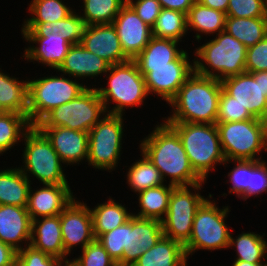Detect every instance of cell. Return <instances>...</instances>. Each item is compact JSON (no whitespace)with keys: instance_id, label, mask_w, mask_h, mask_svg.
I'll return each mask as SVG.
<instances>
[{"instance_id":"1","label":"cell","mask_w":267,"mask_h":266,"mask_svg":"<svg viewBox=\"0 0 267 266\" xmlns=\"http://www.w3.org/2000/svg\"><path fill=\"white\" fill-rule=\"evenodd\" d=\"M140 138L138 148L158 168L163 181L175 187L192 186L203 180L193 170L177 132L165 121ZM168 179V180H167Z\"/></svg>"},{"instance_id":"2","label":"cell","mask_w":267,"mask_h":266,"mask_svg":"<svg viewBox=\"0 0 267 266\" xmlns=\"http://www.w3.org/2000/svg\"><path fill=\"white\" fill-rule=\"evenodd\" d=\"M221 91L220 80L193 72L168 103L171 112L160 120L166 123L215 124Z\"/></svg>"},{"instance_id":"3","label":"cell","mask_w":267,"mask_h":266,"mask_svg":"<svg viewBox=\"0 0 267 266\" xmlns=\"http://www.w3.org/2000/svg\"><path fill=\"white\" fill-rule=\"evenodd\" d=\"M103 79L105 83H99L100 87L95 88L107 113L125 116L128 108H143L146 105L144 101L149 99V95L145 79L134 60L110 65Z\"/></svg>"},{"instance_id":"4","label":"cell","mask_w":267,"mask_h":266,"mask_svg":"<svg viewBox=\"0 0 267 266\" xmlns=\"http://www.w3.org/2000/svg\"><path fill=\"white\" fill-rule=\"evenodd\" d=\"M213 37L204 38L203 44L198 41L200 45H197L192 56L194 72L220 81L246 72L247 47L226 31Z\"/></svg>"},{"instance_id":"5","label":"cell","mask_w":267,"mask_h":266,"mask_svg":"<svg viewBox=\"0 0 267 266\" xmlns=\"http://www.w3.org/2000/svg\"><path fill=\"white\" fill-rule=\"evenodd\" d=\"M22 144L24 146L20 149L22 164L17 166L32 184H35L36 181L37 185V180L41 185L70 184L68 176H66L67 172L65 173L67 166L61 161L51 142L36 125H32L25 132Z\"/></svg>"},{"instance_id":"6","label":"cell","mask_w":267,"mask_h":266,"mask_svg":"<svg viewBox=\"0 0 267 266\" xmlns=\"http://www.w3.org/2000/svg\"><path fill=\"white\" fill-rule=\"evenodd\" d=\"M167 124L179 135L195 173L207 182L210 173L212 175L213 171H218L220 167L217 166L223 165L225 162L216 123Z\"/></svg>"},{"instance_id":"7","label":"cell","mask_w":267,"mask_h":266,"mask_svg":"<svg viewBox=\"0 0 267 266\" xmlns=\"http://www.w3.org/2000/svg\"><path fill=\"white\" fill-rule=\"evenodd\" d=\"M212 194L197 210L192 224L189 241L184 245L186 257L201 251L228 250L232 229L226 222L231 212L227 204L219 206L217 198ZM215 198V199H214Z\"/></svg>"},{"instance_id":"8","label":"cell","mask_w":267,"mask_h":266,"mask_svg":"<svg viewBox=\"0 0 267 266\" xmlns=\"http://www.w3.org/2000/svg\"><path fill=\"white\" fill-rule=\"evenodd\" d=\"M53 72L28 78V120L31 125H36L52 109L70 102L87 88L81 81L57 69Z\"/></svg>"},{"instance_id":"9","label":"cell","mask_w":267,"mask_h":266,"mask_svg":"<svg viewBox=\"0 0 267 266\" xmlns=\"http://www.w3.org/2000/svg\"><path fill=\"white\" fill-rule=\"evenodd\" d=\"M124 117L126 116L107 113L88 132L87 167L111 173L120 166L126 136L124 120L127 118Z\"/></svg>"},{"instance_id":"10","label":"cell","mask_w":267,"mask_h":266,"mask_svg":"<svg viewBox=\"0 0 267 266\" xmlns=\"http://www.w3.org/2000/svg\"><path fill=\"white\" fill-rule=\"evenodd\" d=\"M107 114L95 87H87L79 96L52 109L37 127H65L89 132Z\"/></svg>"},{"instance_id":"11","label":"cell","mask_w":267,"mask_h":266,"mask_svg":"<svg viewBox=\"0 0 267 266\" xmlns=\"http://www.w3.org/2000/svg\"><path fill=\"white\" fill-rule=\"evenodd\" d=\"M216 125L225 160H264L266 121L254 117Z\"/></svg>"},{"instance_id":"12","label":"cell","mask_w":267,"mask_h":266,"mask_svg":"<svg viewBox=\"0 0 267 266\" xmlns=\"http://www.w3.org/2000/svg\"><path fill=\"white\" fill-rule=\"evenodd\" d=\"M206 181L192 186H178L172 189L167 213L162 222L164 236L183 246L189 241L194 216L201 205L212 195L202 196ZM201 192V193H200Z\"/></svg>"},{"instance_id":"13","label":"cell","mask_w":267,"mask_h":266,"mask_svg":"<svg viewBox=\"0 0 267 266\" xmlns=\"http://www.w3.org/2000/svg\"><path fill=\"white\" fill-rule=\"evenodd\" d=\"M184 50L172 66L138 67L144 76L146 90L149 96H156L168 104L179 91V88L194 72V59ZM190 55V56H189Z\"/></svg>"},{"instance_id":"14","label":"cell","mask_w":267,"mask_h":266,"mask_svg":"<svg viewBox=\"0 0 267 266\" xmlns=\"http://www.w3.org/2000/svg\"><path fill=\"white\" fill-rule=\"evenodd\" d=\"M222 89L258 119H267V71L242 74L221 80Z\"/></svg>"},{"instance_id":"15","label":"cell","mask_w":267,"mask_h":266,"mask_svg":"<svg viewBox=\"0 0 267 266\" xmlns=\"http://www.w3.org/2000/svg\"><path fill=\"white\" fill-rule=\"evenodd\" d=\"M86 202L75 197L60 214L63 246L69 257H73L77 248L81 251L95 240L92 215Z\"/></svg>"},{"instance_id":"16","label":"cell","mask_w":267,"mask_h":266,"mask_svg":"<svg viewBox=\"0 0 267 266\" xmlns=\"http://www.w3.org/2000/svg\"><path fill=\"white\" fill-rule=\"evenodd\" d=\"M164 236L162 222L132 216L126 222V247L118 266H132L148 249Z\"/></svg>"},{"instance_id":"17","label":"cell","mask_w":267,"mask_h":266,"mask_svg":"<svg viewBox=\"0 0 267 266\" xmlns=\"http://www.w3.org/2000/svg\"><path fill=\"white\" fill-rule=\"evenodd\" d=\"M36 187V188H35ZM70 184H41L31 186L27 201V211L31 220L60 215L76 197Z\"/></svg>"},{"instance_id":"18","label":"cell","mask_w":267,"mask_h":266,"mask_svg":"<svg viewBox=\"0 0 267 266\" xmlns=\"http://www.w3.org/2000/svg\"><path fill=\"white\" fill-rule=\"evenodd\" d=\"M109 68L110 64L107 61L86 50L78 43L71 45L68 54L57 70L80 80L87 87H96L99 83L103 82L101 77H104ZM99 76L100 78H98ZM97 78L98 80L101 79L100 82H96ZM91 79H94L95 84ZM88 80L91 82V85L88 83Z\"/></svg>"},{"instance_id":"19","label":"cell","mask_w":267,"mask_h":266,"mask_svg":"<svg viewBox=\"0 0 267 266\" xmlns=\"http://www.w3.org/2000/svg\"><path fill=\"white\" fill-rule=\"evenodd\" d=\"M123 53L133 60L149 43L152 28L126 3L113 20Z\"/></svg>"},{"instance_id":"20","label":"cell","mask_w":267,"mask_h":266,"mask_svg":"<svg viewBox=\"0 0 267 266\" xmlns=\"http://www.w3.org/2000/svg\"><path fill=\"white\" fill-rule=\"evenodd\" d=\"M89 24L76 9L66 18L53 22H23L22 37H49L65 39L71 45L78 44L85 36Z\"/></svg>"},{"instance_id":"21","label":"cell","mask_w":267,"mask_h":266,"mask_svg":"<svg viewBox=\"0 0 267 266\" xmlns=\"http://www.w3.org/2000/svg\"><path fill=\"white\" fill-rule=\"evenodd\" d=\"M51 142L61 161L69 167L88 159V132L65 127H38Z\"/></svg>"},{"instance_id":"22","label":"cell","mask_w":267,"mask_h":266,"mask_svg":"<svg viewBox=\"0 0 267 266\" xmlns=\"http://www.w3.org/2000/svg\"><path fill=\"white\" fill-rule=\"evenodd\" d=\"M32 220L26 207L0 205V241L19 251L30 245Z\"/></svg>"},{"instance_id":"23","label":"cell","mask_w":267,"mask_h":266,"mask_svg":"<svg viewBox=\"0 0 267 266\" xmlns=\"http://www.w3.org/2000/svg\"><path fill=\"white\" fill-rule=\"evenodd\" d=\"M80 44L91 53L101 57L110 65L130 60L121 48V43L112 23L89 25Z\"/></svg>"},{"instance_id":"24","label":"cell","mask_w":267,"mask_h":266,"mask_svg":"<svg viewBox=\"0 0 267 266\" xmlns=\"http://www.w3.org/2000/svg\"><path fill=\"white\" fill-rule=\"evenodd\" d=\"M23 42L27 45L24 47V53L20 58L25 59V64L30 62L33 64L38 63L49 72L56 70L64 61L65 56L71 47V44L65 39H55L49 37H21ZM35 44V45H34ZM46 65V66H45ZM51 68V69H50ZM52 70V71H51Z\"/></svg>"},{"instance_id":"25","label":"cell","mask_w":267,"mask_h":266,"mask_svg":"<svg viewBox=\"0 0 267 266\" xmlns=\"http://www.w3.org/2000/svg\"><path fill=\"white\" fill-rule=\"evenodd\" d=\"M30 246L59 259L68 258L63 246L60 215L32 220Z\"/></svg>"},{"instance_id":"26","label":"cell","mask_w":267,"mask_h":266,"mask_svg":"<svg viewBox=\"0 0 267 266\" xmlns=\"http://www.w3.org/2000/svg\"><path fill=\"white\" fill-rule=\"evenodd\" d=\"M106 200L102 203L97 202L93 208L89 206L95 239L123 225L133 216L131 208L126 204H122L124 202L116 201L115 197L113 198L112 195L108 196Z\"/></svg>"},{"instance_id":"27","label":"cell","mask_w":267,"mask_h":266,"mask_svg":"<svg viewBox=\"0 0 267 266\" xmlns=\"http://www.w3.org/2000/svg\"><path fill=\"white\" fill-rule=\"evenodd\" d=\"M226 13L206 7L195 1L187 14L188 33H195L196 42L225 31ZM205 36V37H204Z\"/></svg>"},{"instance_id":"28","label":"cell","mask_w":267,"mask_h":266,"mask_svg":"<svg viewBox=\"0 0 267 266\" xmlns=\"http://www.w3.org/2000/svg\"><path fill=\"white\" fill-rule=\"evenodd\" d=\"M9 166L0 167V205L27 207L29 190L33 184L17 165Z\"/></svg>"},{"instance_id":"29","label":"cell","mask_w":267,"mask_h":266,"mask_svg":"<svg viewBox=\"0 0 267 266\" xmlns=\"http://www.w3.org/2000/svg\"><path fill=\"white\" fill-rule=\"evenodd\" d=\"M15 76L0 65V106L5 112L20 113L28 118V77L24 80Z\"/></svg>"},{"instance_id":"30","label":"cell","mask_w":267,"mask_h":266,"mask_svg":"<svg viewBox=\"0 0 267 266\" xmlns=\"http://www.w3.org/2000/svg\"><path fill=\"white\" fill-rule=\"evenodd\" d=\"M190 266L184 246L163 236L145 251L132 266Z\"/></svg>"},{"instance_id":"31","label":"cell","mask_w":267,"mask_h":266,"mask_svg":"<svg viewBox=\"0 0 267 266\" xmlns=\"http://www.w3.org/2000/svg\"><path fill=\"white\" fill-rule=\"evenodd\" d=\"M180 44L182 43L172 39L152 36L149 43L133 60L138 67L172 66V61L185 50Z\"/></svg>"},{"instance_id":"32","label":"cell","mask_w":267,"mask_h":266,"mask_svg":"<svg viewBox=\"0 0 267 266\" xmlns=\"http://www.w3.org/2000/svg\"><path fill=\"white\" fill-rule=\"evenodd\" d=\"M175 186L163 184L138 192L135 201L139 209L133 208V215L140 218L162 221L167 213L169 199ZM138 197V198H137ZM134 209L136 211H134Z\"/></svg>"},{"instance_id":"33","label":"cell","mask_w":267,"mask_h":266,"mask_svg":"<svg viewBox=\"0 0 267 266\" xmlns=\"http://www.w3.org/2000/svg\"><path fill=\"white\" fill-rule=\"evenodd\" d=\"M263 234V235H262ZM253 231H242L237 236L230 234L229 247H233L234 260L249 263H267V234Z\"/></svg>"},{"instance_id":"34","label":"cell","mask_w":267,"mask_h":266,"mask_svg":"<svg viewBox=\"0 0 267 266\" xmlns=\"http://www.w3.org/2000/svg\"><path fill=\"white\" fill-rule=\"evenodd\" d=\"M138 151L140 157H137L138 159L134 157L135 161L130 165H125V168H128L124 169L125 173L123 171V174H126L124 180L126 179V184H128L126 187L130 188L134 194L165 184L158 168L141 150Z\"/></svg>"},{"instance_id":"35","label":"cell","mask_w":267,"mask_h":266,"mask_svg":"<svg viewBox=\"0 0 267 266\" xmlns=\"http://www.w3.org/2000/svg\"><path fill=\"white\" fill-rule=\"evenodd\" d=\"M225 31L248 48L267 36V17H226Z\"/></svg>"},{"instance_id":"36","label":"cell","mask_w":267,"mask_h":266,"mask_svg":"<svg viewBox=\"0 0 267 266\" xmlns=\"http://www.w3.org/2000/svg\"><path fill=\"white\" fill-rule=\"evenodd\" d=\"M26 115L15 112H4L0 115V156L22 142L25 132L31 127Z\"/></svg>"},{"instance_id":"37","label":"cell","mask_w":267,"mask_h":266,"mask_svg":"<svg viewBox=\"0 0 267 266\" xmlns=\"http://www.w3.org/2000/svg\"><path fill=\"white\" fill-rule=\"evenodd\" d=\"M189 35L187 30V14L178 11L162 8L152 27V36L157 38L172 39L184 42Z\"/></svg>"},{"instance_id":"38","label":"cell","mask_w":267,"mask_h":266,"mask_svg":"<svg viewBox=\"0 0 267 266\" xmlns=\"http://www.w3.org/2000/svg\"><path fill=\"white\" fill-rule=\"evenodd\" d=\"M83 1V2H82ZM81 9H78L80 16L89 25L110 24L127 3V0H82Z\"/></svg>"},{"instance_id":"39","label":"cell","mask_w":267,"mask_h":266,"mask_svg":"<svg viewBox=\"0 0 267 266\" xmlns=\"http://www.w3.org/2000/svg\"><path fill=\"white\" fill-rule=\"evenodd\" d=\"M31 0L26 8L28 16L23 22H53L69 16L76 5H68L69 0ZM73 8H72V7Z\"/></svg>"},{"instance_id":"40","label":"cell","mask_w":267,"mask_h":266,"mask_svg":"<svg viewBox=\"0 0 267 266\" xmlns=\"http://www.w3.org/2000/svg\"><path fill=\"white\" fill-rule=\"evenodd\" d=\"M232 163V169L226 173L224 178H226L225 183L229 185L228 193H222V197L234 194L238 199H241L249 190V180H250V160H225L223 167H230L228 164Z\"/></svg>"},{"instance_id":"41","label":"cell","mask_w":267,"mask_h":266,"mask_svg":"<svg viewBox=\"0 0 267 266\" xmlns=\"http://www.w3.org/2000/svg\"><path fill=\"white\" fill-rule=\"evenodd\" d=\"M78 252L73 258L78 266H118L97 239Z\"/></svg>"},{"instance_id":"42","label":"cell","mask_w":267,"mask_h":266,"mask_svg":"<svg viewBox=\"0 0 267 266\" xmlns=\"http://www.w3.org/2000/svg\"><path fill=\"white\" fill-rule=\"evenodd\" d=\"M253 118L254 117L246 108H243L237 101H235V98L228 95L222 89L219 99L216 123L245 121Z\"/></svg>"},{"instance_id":"43","label":"cell","mask_w":267,"mask_h":266,"mask_svg":"<svg viewBox=\"0 0 267 266\" xmlns=\"http://www.w3.org/2000/svg\"><path fill=\"white\" fill-rule=\"evenodd\" d=\"M267 0H229L227 17L258 18L266 16Z\"/></svg>"},{"instance_id":"44","label":"cell","mask_w":267,"mask_h":266,"mask_svg":"<svg viewBox=\"0 0 267 266\" xmlns=\"http://www.w3.org/2000/svg\"><path fill=\"white\" fill-rule=\"evenodd\" d=\"M267 193V160H250L249 190L240 199L243 202L251 197H257Z\"/></svg>"},{"instance_id":"45","label":"cell","mask_w":267,"mask_h":266,"mask_svg":"<svg viewBox=\"0 0 267 266\" xmlns=\"http://www.w3.org/2000/svg\"><path fill=\"white\" fill-rule=\"evenodd\" d=\"M108 254L118 263L126 247V223L97 238Z\"/></svg>"},{"instance_id":"46","label":"cell","mask_w":267,"mask_h":266,"mask_svg":"<svg viewBox=\"0 0 267 266\" xmlns=\"http://www.w3.org/2000/svg\"><path fill=\"white\" fill-rule=\"evenodd\" d=\"M59 260L29 245L17 252L15 266H55Z\"/></svg>"},{"instance_id":"47","label":"cell","mask_w":267,"mask_h":266,"mask_svg":"<svg viewBox=\"0 0 267 266\" xmlns=\"http://www.w3.org/2000/svg\"><path fill=\"white\" fill-rule=\"evenodd\" d=\"M245 71L247 73L267 71V36L247 48Z\"/></svg>"},{"instance_id":"48","label":"cell","mask_w":267,"mask_h":266,"mask_svg":"<svg viewBox=\"0 0 267 266\" xmlns=\"http://www.w3.org/2000/svg\"><path fill=\"white\" fill-rule=\"evenodd\" d=\"M136 14L151 28L155 25L162 7L158 0H127Z\"/></svg>"},{"instance_id":"49","label":"cell","mask_w":267,"mask_h":266,"mask_svg":"<svg viewBox=\"0 0 267 266\" xmlns=\"http://www.w3.org/2000/svg\"><path fill=\"white\" fill-rule=\"evenodd\" d=\"M160 6L165 9L178 10L188 14L196 0H158Z\"/></svg>"},{"instance_id":"50","label":"cell","mask_w":267,"mask_h":266,"mask_svg":"<svg viewBox=\"0 0 267 266\" xmlns=\"http://www.w3.org/2000/svg\"><path fill=\"white\" fill-rule=\"evenodd\" d=\"M17 251L0 241V266H15Z\"/></svg>"},{"instance_id":"51","label":"cell","mask_w":267,"mask_h":266,"mask_svg":"<svg viewBox=\"0 0 267 266\" xmlns=\"http://www.w3.org/2000/svg\"><path fill=\"white\" fill-rule=\"evenodd\" d=\"M202 5L219 10L223 13L227 12L229 0H196Z\"/></svg>"},{"instance_id":"52","label":"cell","mask_w":267,"mask_h":266,"mask_svg":"<svg viewBox=\"0 0 267 266\" xmlns=\"http://www.w3.org/2000/svg\"><path fill=\"white\" fill-rule=\"evenodd\" d=\"M68 257L65 259H60L55 266H78L77 262L72 258Z\"/></svg>"},{"instance_id":"53","label":"cell","mask_w":267,"mask_h":266,"mask_svg":"<svg viewBox=\"0 0 267 266\" xmlns=\"http://www.w3.org/2000/svg\"><path fill=\"white\" fill-rule=\"evenodd\" d=\"M233 263H231V266H267V263H249L239 260H231Z\"/></svg>"},{"instance_id":"54","label":"cell","mask_w":267,"mask_h":266,"mask_svg":"<svg viewBox=\"0 0 267 266\" xmlns=\"http://www.w3.org/2000/svg\"><path fill=\"white\" fill-rule=\"evenodd\" d=\"M265 152H267V126L265 131Z\"/></svg>"},{"instance_id":"55","label":"cell","mask_w":267,"mask_h":266,"mask_svg":"<svg viewBox=\"0 0 267 266\" xmlns=\"http://www.w3.org/2000/svg\"><path fill=\"white\" fill-rule=\"evenodd\" d=\"M5 111L3 110V108L0 106V115H2Z\"/></svg>"}]
</instances>
